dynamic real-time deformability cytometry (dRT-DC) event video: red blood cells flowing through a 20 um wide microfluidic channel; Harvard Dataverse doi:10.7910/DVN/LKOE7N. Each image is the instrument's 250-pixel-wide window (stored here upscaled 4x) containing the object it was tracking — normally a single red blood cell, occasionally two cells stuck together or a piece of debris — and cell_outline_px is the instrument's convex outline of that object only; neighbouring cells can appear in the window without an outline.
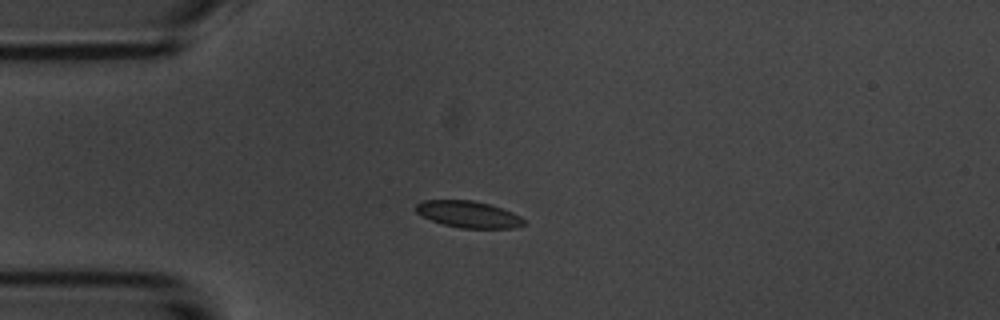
{"species": "common noctule bat (a hibernating species)", "species_latin": "Nyctalus noctula", "temperature_condition": "room temperature", "stored_images_in_passage": 4, "camera_frame_rate_fps": 3000, "um_per_image_px": 0.085, "animal": {"sex": "male", "body_mass_g": 20.1, "forearm_length_mm": 53.5}, "frame": {"image": 1, "passage_image": 4, "time_ms": 3.667, "image_size_px": [1000, 320], "cell_outline_px": [[524, 224], [516, 228], [460, 228], [444, 224], [432, 220], [416, 212], [416, 204], [424, 200], [472, 200], [488, 204], [512, 212], [520, 216], [524, 220]], "centroid_in_image_um": [39.82, 18.22], "position_along_channel_um": 45.2, "area_um2": 16.53}}